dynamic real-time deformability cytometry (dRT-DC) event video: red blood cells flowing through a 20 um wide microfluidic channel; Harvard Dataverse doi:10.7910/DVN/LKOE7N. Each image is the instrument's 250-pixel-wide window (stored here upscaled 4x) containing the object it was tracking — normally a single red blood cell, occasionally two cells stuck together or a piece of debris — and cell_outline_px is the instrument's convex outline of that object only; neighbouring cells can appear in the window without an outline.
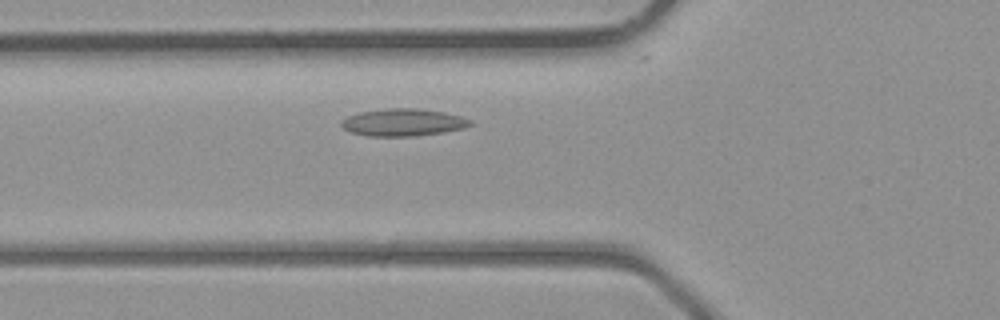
{"species": "common noctule bat (a hibernating species)", "species_latin": "Nyctalus noctula", "temperature_condition": "room temperature", "stored_images_in_passage": 26, "camera_frame_rate_fps": 3000, "um_per_image_px": 0.085, "animal": {"sex": "male", "body_mass_g": 23.1, "forearm_length_mm": 52.7}, "frame": {"image": 1, "passage_image": 4, "time_ms": 1.0, "image_size_px": [1000, 320], "cell_outline_px": [[472, 124], [464, 128], [440, 132], [412, 136], [368, 136], [352, 132], [344, 128], [340, 124], [340, 120], [348, 116], [360, 112], [384, 108], [416, 108], [444, 112], [460, 116], [472, 120]], "centroid_in_image_um": [34.24, 10.39], "position_along_channel_um": 91.6, "area_um2": 20.4}}
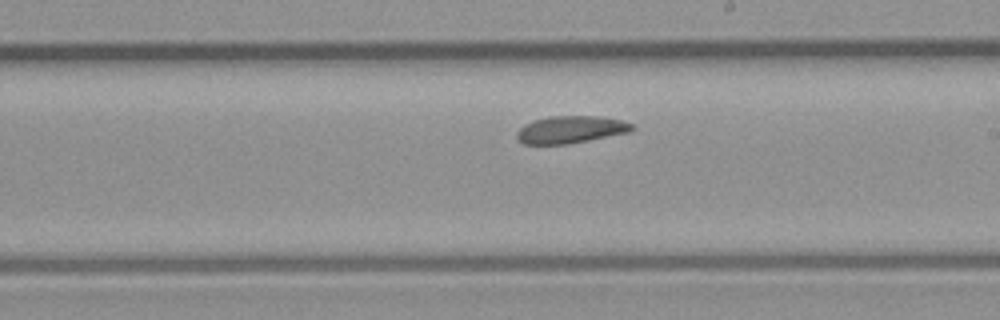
{"frame": {"image": 2, "passage_image": 13, "time_ms": 4.0, "image_size_px": [1000, 320], "cell_outline_px": [[636, 128], [628, 132], [568, 144], [524, 144], [516, 136], [516, 132], [524, 124], [548, 116], [596, 116], [620, 120], [636, 124]], "centroid_in_image_um": [48.52, 11.01], "position_along_channel_um": 240.5, "area_um2": 18.21}}
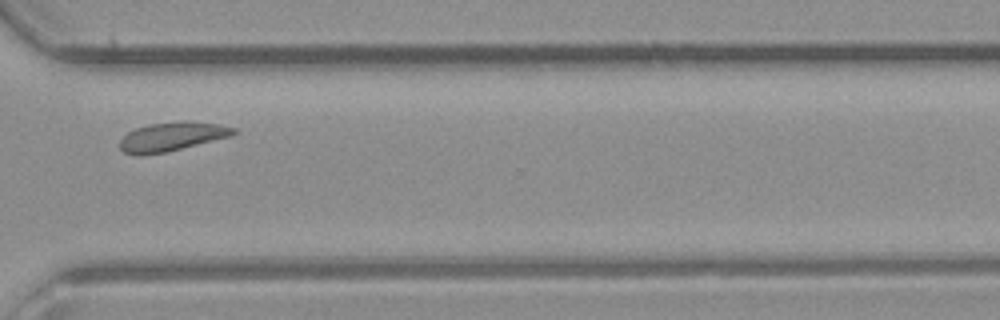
{"frame": {"image": 3, "passage_image": 20, "time_ms": 6.333, "image_size_px": [1000, 320], "cell_outline_px": [[236, 132], [232, 136], [164, 152], [144, 156], [136, 156], [124, 152], [120, 148], [120, 140], [128, 132], [136, 128], [152, 124], [180, 120], [188, 120], [216, 124], [236, 128]], "centroid_in_image_um": [14.6, 11.61], "position_along_channel_um": 356.0, "area_um2": 19.13}}